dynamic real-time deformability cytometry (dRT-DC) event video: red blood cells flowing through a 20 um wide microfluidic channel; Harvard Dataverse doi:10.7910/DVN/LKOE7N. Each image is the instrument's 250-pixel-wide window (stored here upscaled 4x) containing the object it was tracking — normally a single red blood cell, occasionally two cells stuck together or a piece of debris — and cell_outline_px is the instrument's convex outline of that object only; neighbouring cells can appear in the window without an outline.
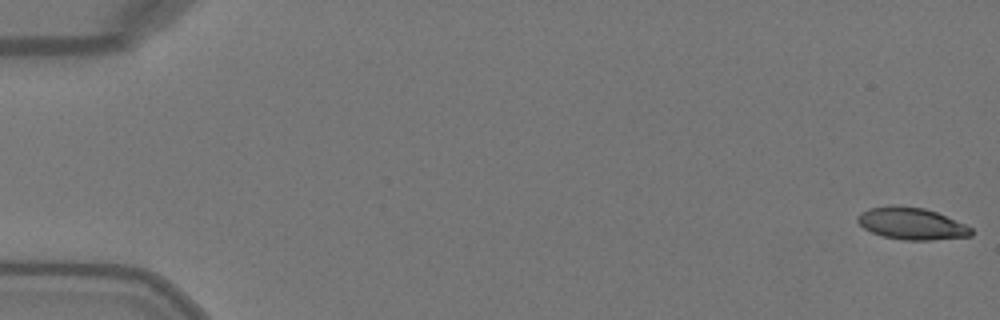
{"species": "Egyptian fruit bat (a non-hibernating species)", "species_latin": "Rousettus aegyptiacus", "temperature_condition": "warm", "stored_images_in_passage": 50, "camera_frame_rate_fps": 3000, "um_per_image_px": 0.085, "animal": {"sex": "female"}, "frame": {"image": 1, "passage_image": 1, "time_ms": 0.0, "image_size_px": [1000, 320], "cell_outline_px": [[972, 236], [932, 240], [904, 240], [880, 236], [864, 228], [856, 220], [856, 216], [860, 212], [868, 208], [924, 208], [936, 212], [964, 224], [972, 228]], "centroid_in_image_um": [77.49, 19.05], "position_along_channel_um": 7.5, "area_um2": 20.52}}
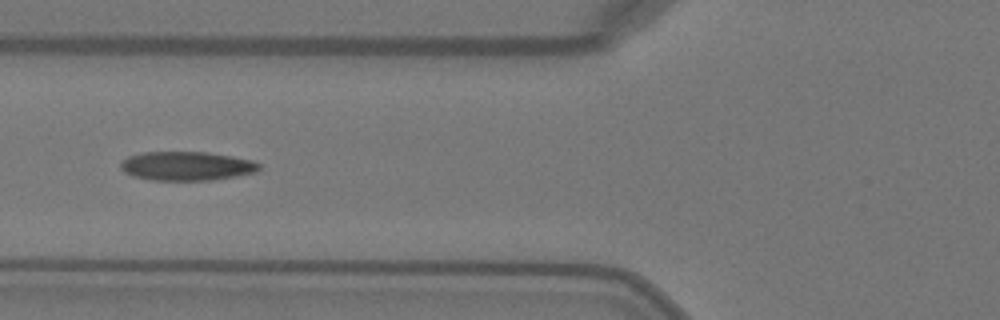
{"frame": {"image": 2, "passage_image": 20, "time_ms": 6.333, "image_size_px": [1000, 320], "cell_outline_px": [[260, 168], [256, 172], [236, 176], [212, 180], [152, 180], [132, 176], [124, 172], [120, 168], [120, 164], [128, 156], [144, 152], [208, 152], [232, 156], [252, 160], [260, 164]], "centroid_in_image_um": [15.87, 14.11], "position_along_channel_um": 109.9, "area_um2": 23.41}}
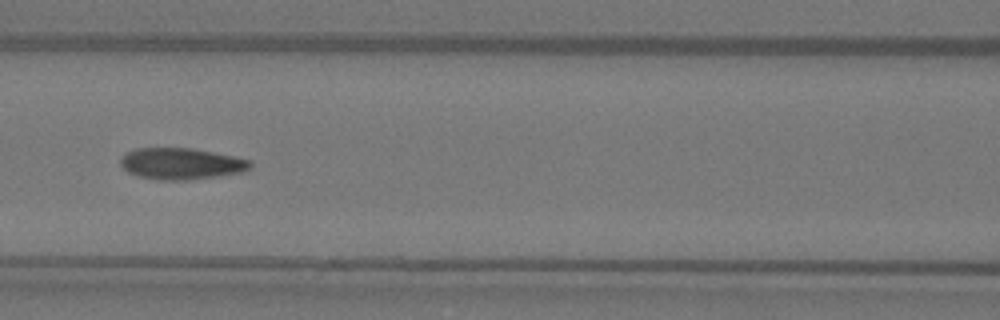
{"frame": {"image": 3, "passage_image": 23, "time_ms": 7.333, "image_size_px": [1000, 320], "cell_outline_px": [[252, 168], [244, 172], [220, 176], [188, 180], [156, 180], [136, 176], [128, 172], [120, 164], [120, 160], [128, 152], [136, 148], [192, 148], [252, 160]], "centroid_in_image_um": [15.43, 13.93], "position_along_channel_um": 151.2, "area_um2": 23.93}, "authors_computed_cell_mechanics": {"area_um2": 23.2934, "velocity_mm_per_s": 4.1, "shape_relaxation_time_tau1_ms": 4.6855, "shape_relaxation_time_tau2_ms": 1.4465, "deformation_change_tau1": 0.193, "deformation_change_tau2": 0.0682}}